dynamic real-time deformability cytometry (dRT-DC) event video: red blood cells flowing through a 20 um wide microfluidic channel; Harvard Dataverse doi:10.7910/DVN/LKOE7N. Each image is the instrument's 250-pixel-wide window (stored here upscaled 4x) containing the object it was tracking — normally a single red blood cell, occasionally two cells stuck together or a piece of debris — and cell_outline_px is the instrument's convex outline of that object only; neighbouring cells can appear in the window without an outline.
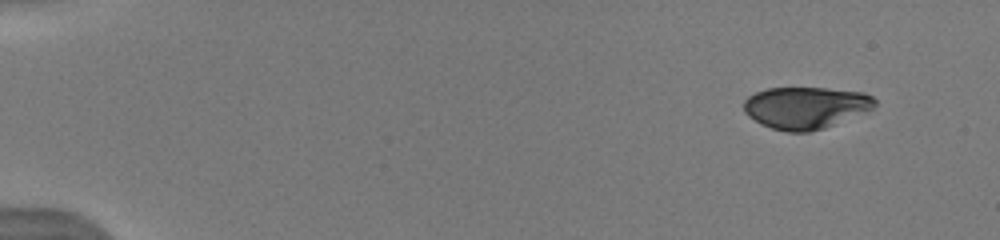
{"species": "human", "species_latin": "Homo sapiens", "temperature_condition": "warm", "stored_images_in_passage": 31, "camera_frame_rate_fps": 3000, "um_per_image_px": 0.085, "donor": {"sex": "male"}, "frame": {"image": 1, "passage_image": 1, "time_ms": 0.0, "image_size_px": [1000, 240], "cell_outline_px": [[876, 104], [872, 108], [824, 128], [808, 132], [788, 132], [772, 128], [760, 124], [748, 116], [744, 112], [744, 100], [748, 96], [756, 92], [768, 88], [824, 88], [864, 92], [872, 96], [876, 100]], "centroid_in_image_um": [68.44, 9.14], "position_along_channel_um": 16.6, "area_um2": 31.79}}
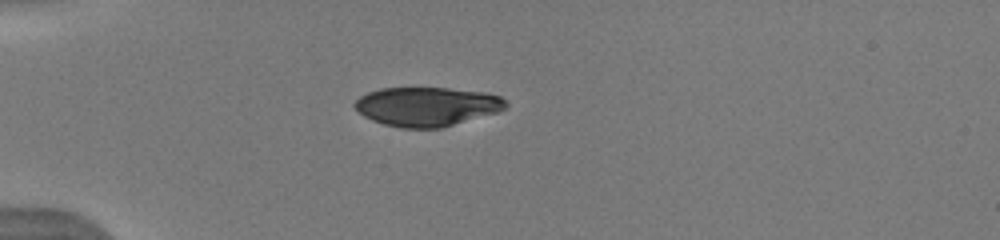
{"frame": {"image": 2, "passage_image": 12, "time_ms": 3.667, "image_size_px": [1000, 240], "cell_outline_px": [[508, 108], [500, 112], [440, 128], [400, 128], [384, 124], [372, 120], [364, 116], [352, 104], [360, 96], [368, 92], [380, 88], [448, 88], [484, 92], [500, 96], [508, 104]], "centroid_in_image_um": [36.31, 9.05], "position_along_channel_um": 48.7, "area_um2": 34.56}}